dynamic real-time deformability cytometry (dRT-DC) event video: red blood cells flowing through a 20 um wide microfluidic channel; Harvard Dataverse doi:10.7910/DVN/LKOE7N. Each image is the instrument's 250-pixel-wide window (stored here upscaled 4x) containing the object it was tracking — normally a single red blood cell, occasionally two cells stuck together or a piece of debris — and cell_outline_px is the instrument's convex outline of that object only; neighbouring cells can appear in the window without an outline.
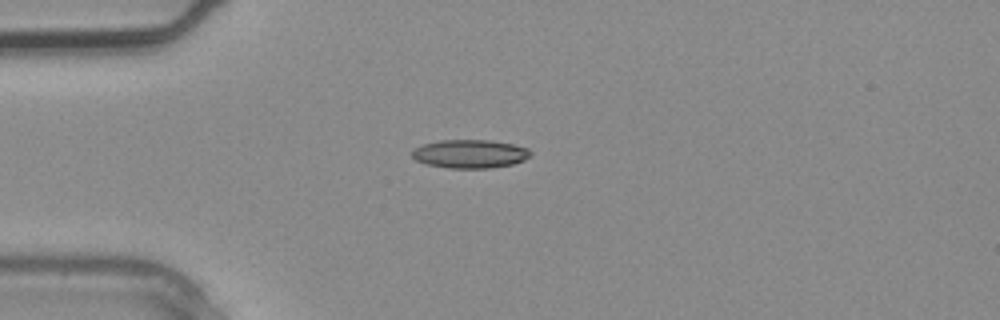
{"species": "common noctule bat (a hibernating species)", "species_latin": "Nyctalus noctula", "temperature_condition": "warm", "stored_images_in_passage": 1, "camera_frame_rate_fps": 3000, "um_per_image_px": 0.085, "animal": {"sex": "male", "body_mass_g": 20.4}, "frame": {"image": 1, "passage_image": 1, "time_ms": 0.0, "image_size_px": [1000, 320], "cell_outline_px": [[532, 156], [524, 160], [512, 164], [492, 168], [448, 168], [424, 164], [416, 160], [412, 156], [412, 148], [424, 144], [440, 140], [488, 140], [512, 144], [528, 148], [532, 152]], "centroid_in_image_um": [39.94, 13.08], "position_along_channel_um": 45.1, "area_um2": 19.83}}